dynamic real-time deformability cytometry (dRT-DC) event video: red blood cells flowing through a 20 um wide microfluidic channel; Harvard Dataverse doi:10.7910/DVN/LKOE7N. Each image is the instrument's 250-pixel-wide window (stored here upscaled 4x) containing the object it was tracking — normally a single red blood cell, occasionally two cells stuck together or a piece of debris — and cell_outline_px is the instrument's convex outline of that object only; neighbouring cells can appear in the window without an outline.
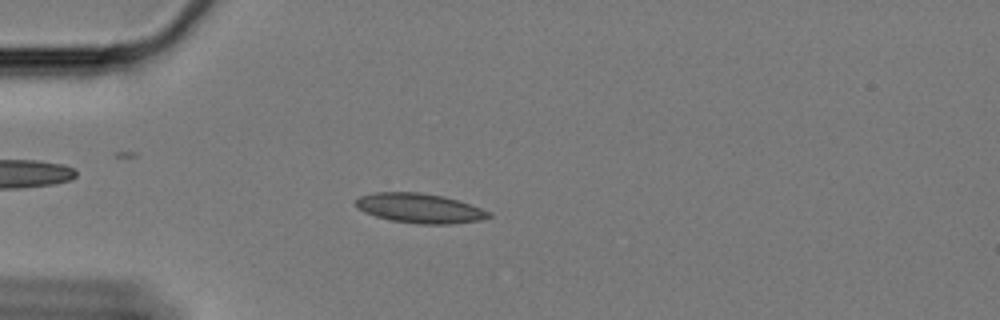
{"species": "Egyptian fruit bat (a non-hibernating species)", "species_latin": "Rousettus aegyptiacus", "temperature_condition": "cold", "stored_images_in_passage": 60, "camera_frame_rate_fps": 3000, "um_per_image_px": 0.085, "animal": {"sex": "female"}, "frame": {"image": 1, "passage_image": 16, "time_ms": 5.0, "image_size_px": [1000, 320], "cell_outline_px": [[492, 216], [480, 220], [452, 224], [420, 224], [392, 220], [376, 216], [364, 212], [356, 204], [356, 200], [360, 196], [376, 192], [420, 192], [444, 196], [492, 212]], "centroid_in_image_um": [35.7, 17.7], "position_along_channel_um": 49.3, "area_um2": 22.72}}
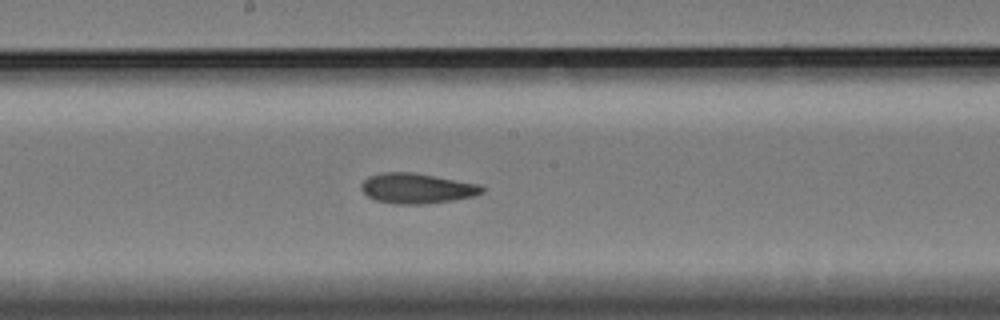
{"frame": {"image": 2, "passage_image": 32, "time_ms": 10.333, "image_size_px": [1000, 320], "cell_outline_px": [[484, 192], [472, 196], [452, 200], [428, 204], [396, 204], [376, 200], [368, 196], [360, 188], [360, 184], [368, 176], [384, 172], [412, 172], [480, 184], [484, 188]], "centroid_in_image_um": [35.42, 16.01], "position_along_channel_um": 212.8, "area_um2": 21.21}}
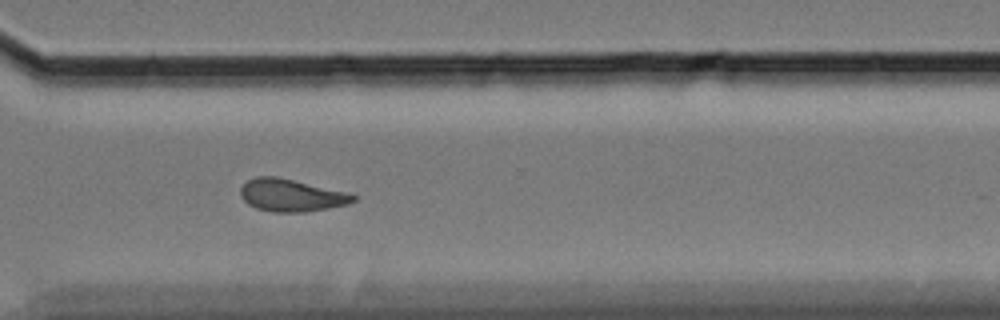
{"frame": {"image": 3, "passage_image": 44, "time_ms": 14.333, "image_size_px": [1000, 320], "cell_outline_px": [[356, 200], [348, 204], [328, 208], [304, 212], [272, 212], [256, 208], [248, 204], [240, 196], [240, 188], [248, 180], [256, 176], [276, 176], [344, 192], [356, 196]], "centroid_in_image_um": [24.7, 16.61], "position_along_channel_um": 345.9, "area_um2": 21.04}, "authors_computed_cell_mechanics": {"area_um2": 21.0392, "velocity_mm_per_s": 3.3315, "shape_relaxation_time_tau1_ms": null, "shape_relaxation_time_tau2_ms": 4.0001, "deformation_change_tau1": null, "deformation_change_tau2": 0.0828}}